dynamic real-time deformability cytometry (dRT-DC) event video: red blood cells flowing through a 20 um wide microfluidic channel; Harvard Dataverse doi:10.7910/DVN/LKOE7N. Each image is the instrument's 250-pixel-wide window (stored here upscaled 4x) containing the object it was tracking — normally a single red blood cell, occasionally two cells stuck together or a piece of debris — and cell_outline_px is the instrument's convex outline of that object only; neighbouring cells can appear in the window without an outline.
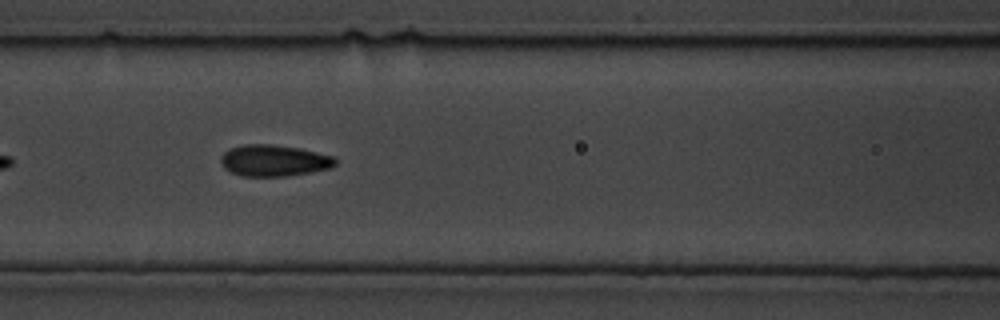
{"species": "common noctule bat (a hibernating species)", "species_latin": "Nyctalus noctula", "temperature_condition": "cold", "stored_images_in_passage": 16, "camera_frame_rate_fps": 3000, "um_per_image_px": 0.085, "animal": {"sex": "male", "body_mass_g": 19.5, "forearm_length_mm": 54.6}, "frame": {"image": 1, "passage_image": 12, "time_ms": 3.667, "image_size_px": [1000, 320], "cell_outline_px": [[336, 164], [328, 168], [308, 172], [284, 176], [244, 176], [232, 172], [224, 168], [220, 164], [220, 156], [228, 148], [244, 144], [272, 144], [300, 148], [336, 156]], "centroid_in_image_um": [23.26, 13.63], "position_along_channel_um": 143.3, "area_um2": 21.04}}
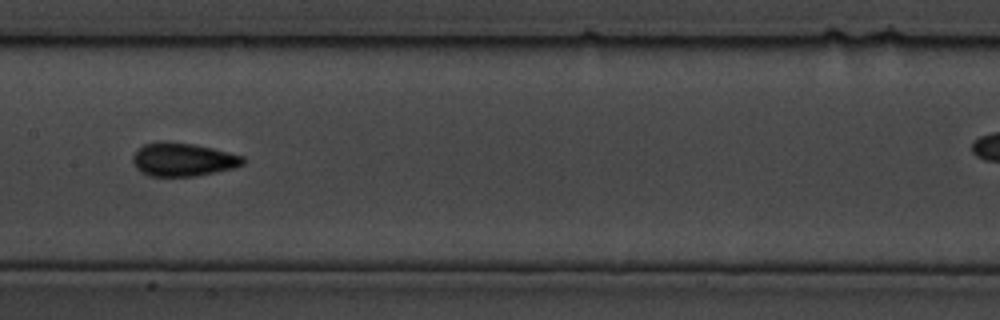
{"frame": {"image": 2, "passage_image": 14, "time_ms": 4.333, "image_size_px": [1000, 320], "cell_outline_px": [[244, 164], [232, 168], [196, 176], [148, 176], [140, 172], [132, 164], [132, 156], [144, 144], [160, 140], [192, 144], [212, 148], [244, 156]], "centroid_in_image_um": [15.5, 13.56], "position_along_channel_um": 191.9, "area_um2": 21.44}}